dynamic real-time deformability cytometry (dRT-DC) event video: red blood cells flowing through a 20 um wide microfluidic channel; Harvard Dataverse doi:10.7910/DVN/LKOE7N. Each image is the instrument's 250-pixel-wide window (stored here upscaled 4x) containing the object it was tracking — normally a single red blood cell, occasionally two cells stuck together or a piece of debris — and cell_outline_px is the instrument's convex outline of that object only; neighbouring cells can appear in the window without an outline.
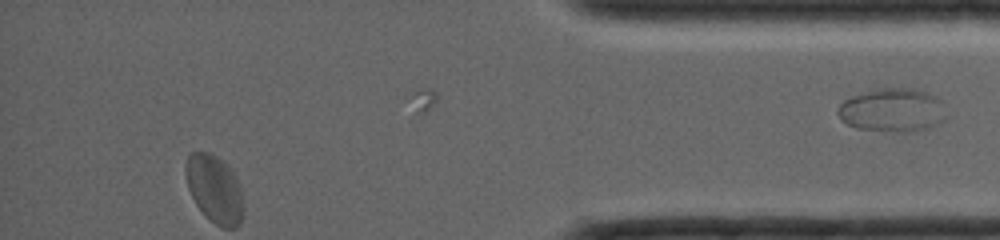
{"species": "common noctule bat (a hibernating species)", "species_latin": "Nyctalus noctula", "temperature_condition": "room temperature", "stored_images_in_passage": 36, "segment_of_instrument_passage": [2, 2], "camera_frame_rate_fps": 4000, "um_per_image_px": 0.085, "animal": {"sex": "female", "body_mass_g": 19.0, "forearm_length_mm": 56.7}, "frame": {"image": 1, "passage_image": 36, "time_ms": 7.5, "image_size_px": [1000, 240], "cell_outline_px": [[948, 116], [940, 124], [928, 128], [912, 132], [896, 132], [856, 128], [840, 120], [836, 112], [840, 104], [844, 100], [852, 96], [872, 88], [916, 88], [928, 92], [936, 96], [940, 100]], "centroid_in_image_um": [75.87, 9.36], "position_along_channel_um": 359.3, "area_um2": 28.09}}